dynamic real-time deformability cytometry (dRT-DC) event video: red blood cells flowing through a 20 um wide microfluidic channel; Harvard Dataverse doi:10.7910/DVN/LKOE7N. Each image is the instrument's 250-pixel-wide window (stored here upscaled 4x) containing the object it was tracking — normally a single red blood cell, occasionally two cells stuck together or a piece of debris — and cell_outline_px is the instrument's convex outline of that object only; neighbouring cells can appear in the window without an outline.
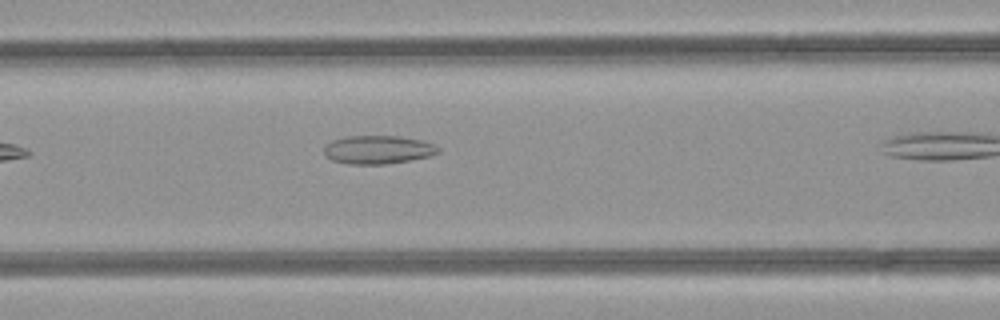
{"species": "common noctule bat (a hibernating species)", "species_latin": "Nyctalus noctula", "temperature_condition": "room temperature", "stored_images_in_passage": 6, "camera_frame_rate_fps": 3000, "um_per_image_px": 0.085, "animal": {"sex": "female", "body_mass_g": 21.9}, "frame": {"image": 1, "passage_image": 5, "time_ms": 1.333, "image_size_px": [1000, 320], "cell_outline_px": [[440, 152], [428, 156], [408, 160], [384, 164], [348, 164], [332, 160], [324, 156], [324, 148], [332, 140], [348, 136], [400, 136], [420, 140], [432, 144], [440, 148]], "centroid_in_image_um": [32.09, 12.72], "position_along_channel_um": 134.5, "area_um2": 18.73}}